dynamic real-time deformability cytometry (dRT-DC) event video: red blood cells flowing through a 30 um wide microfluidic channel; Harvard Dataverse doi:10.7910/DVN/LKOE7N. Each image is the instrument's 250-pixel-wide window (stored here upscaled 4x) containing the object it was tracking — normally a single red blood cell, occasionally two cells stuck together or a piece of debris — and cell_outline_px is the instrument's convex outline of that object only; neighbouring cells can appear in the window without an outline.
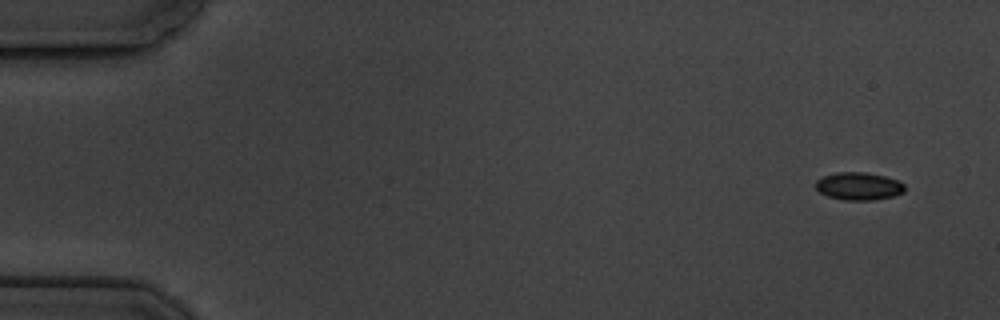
{"species": "common noctule bat (a hibernating species)", "species_latin": "Nyctalus noctula", "temperature_condition": "cold", "stored_images_in_passage": 5, "camera_frame_rate_fps": 3000, "um_per_image_px": 0.085, "animal": {"sex": "male", "body_mass_g": 19.5, "forearm_length_mm": 54.6}, "frame": {"image": 1, "passage_image": 1, "time_ms": 0.0, "image_size_px": [1000, 320], "cell_outline_px": [[904, 192], [892, 196], [872, 200], [844, 200], [828, 196], [820, 192], [816, 188], [816, 180], [824, 176], [836, 172], [864, 172], [884, 176], [896, 180], [904, 184]], "centroid_in_image_um": [72.97, 15.82], "position_along_channel_um": 12.0, "area_um2": 14.22}}
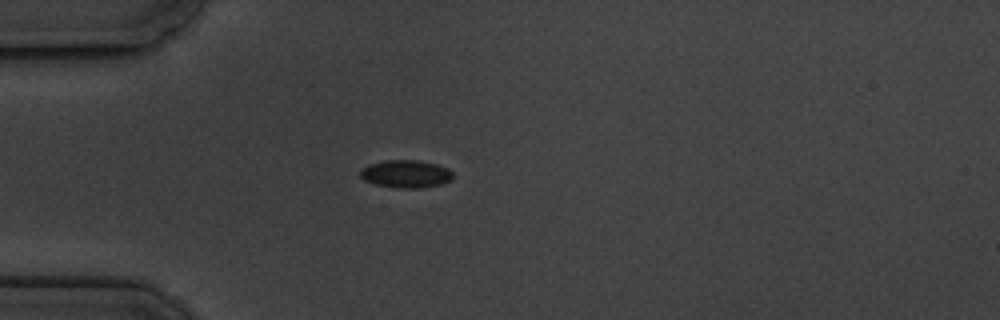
{"frame": {"image": 2, "passage_image": 5, "time_ms": 4.333, "image_size_px": [1000, 320], "cell_outline_px": [[452, 180], [440, 184], [420, 188], [400, 188], [376, 184], [364, 180], [360, 176], [360, 168], [368, 164], [384, 160], [420, 160], [436, 164], [448, 168], [452, 172]], "centroid_in_image_um": [34.48, 14.77], "position_along_channel_um": 50.5, "area_um2": 15.03}}